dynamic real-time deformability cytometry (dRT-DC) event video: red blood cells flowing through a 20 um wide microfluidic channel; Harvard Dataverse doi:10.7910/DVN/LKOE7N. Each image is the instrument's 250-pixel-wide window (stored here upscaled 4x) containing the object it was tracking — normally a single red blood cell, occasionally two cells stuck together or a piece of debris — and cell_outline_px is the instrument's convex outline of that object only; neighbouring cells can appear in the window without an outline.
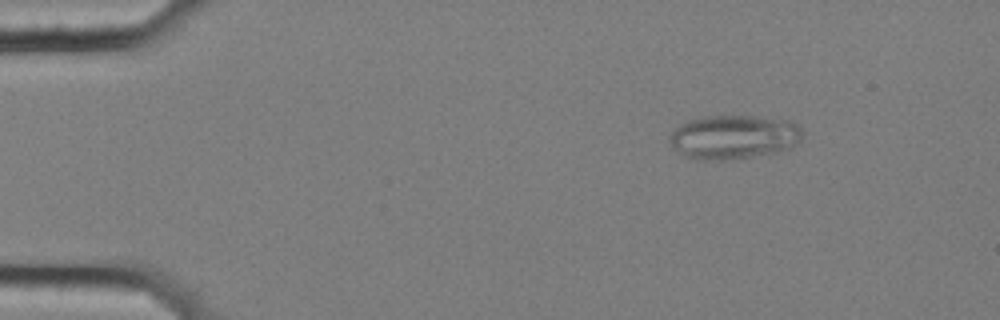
{"species": "common noctule bat (a hibernating species)", "species_latin": "Nyctalus noctula", "temperature_condition": "cold", "stored_images_in_passage": 52, "camera_frame_rate_fps": 3000, "um_per_image_px": 0.085, "animal": {"sex": "female", "body_mass_g": 25.1}, "frame": {"image": 1, "passage_image": 3, "time_ms": 0.667, "image_size_px": [1000, 320], "cell_outline_px": [[800, 140], [788, 148], [776, 152], [720, 160], [700, 160], [676, 152], [668, 140], [668, 136], [672, 128], [688, 120], [708, 116], [752, 116], [788, 120], [796, 124], [800, 128]], "centroid_in_image_um": [62.27, 11.63], "position_along_channel_um": 22.7, "area_um2": 33.76}}
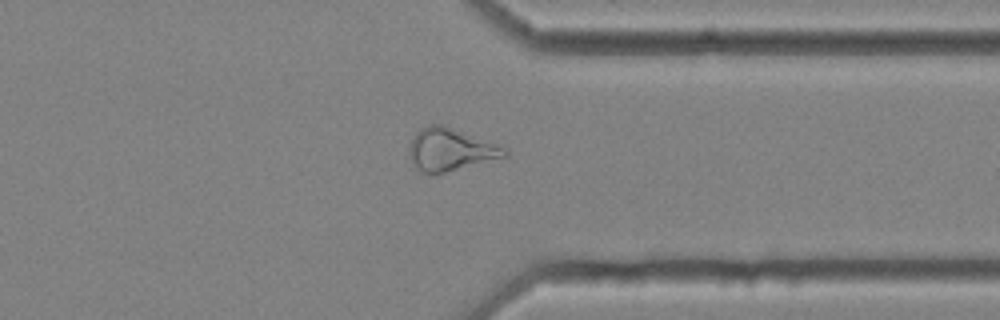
{"frame": {"image": 2, "passage_image": 40, "time_ms": 13.0, "image_size_px": [1000, 320], "cell_outline_px": [[508, 156], [444, 172], [420, 172], [412, 160], [408, 152], [408, 148], [412, 136], [420, 128], [428, 124], [440, 124], [452, 128], [508, 148]], "centroid_in_image_um": [38.27, 12.69], "position_along_channel_um": 373.1, "area_um2": 23.24}}
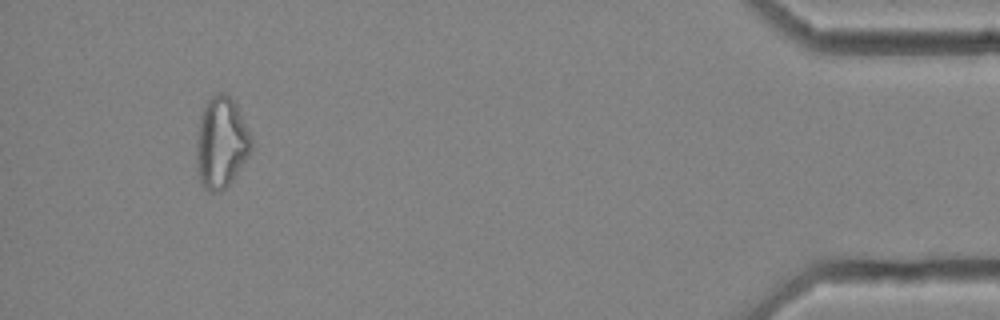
{"frame": {"image": 3, "passage_image": 49, "time_ms": 16.0, "image_size_px": [1000, 320], "cell_outline_px": [[252, 148], [248, 156], [232, 180], [220, 192], [208, 192], [204, 188], [196, 172], [196, 144], [200, 116], [208, 100], [216, 92], [224, 92], [236, 104], [252, 140]], "centroid_in_image_um": [18.78, 12.15], "position_along_channel_um": 416.4, "area_um2": 29.02}, "authors_computed_cell_mechanics": {"area_um2": 25.3742, "velocity_mm_per_s": 3.5428, "shape_relaxation_time_tau1_ms": null, "shape_relaxation_time_tau2_ms": 6.1252, "deformation_change_tau1": null, "deformation_change_tau2": 0.1644}}